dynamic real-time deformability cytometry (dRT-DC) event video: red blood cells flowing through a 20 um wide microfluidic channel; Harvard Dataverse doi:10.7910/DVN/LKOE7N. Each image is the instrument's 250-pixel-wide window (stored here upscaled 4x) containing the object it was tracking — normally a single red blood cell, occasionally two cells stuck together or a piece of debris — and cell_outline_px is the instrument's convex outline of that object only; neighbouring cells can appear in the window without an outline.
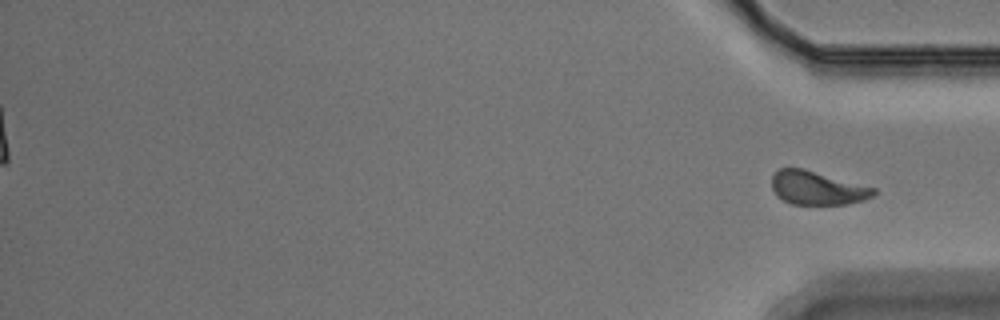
{"species": "Egyptian fruit bat (a non-hibernating species)", "species_latin": "Rousettus aegyptiacus", "temperature_condition": "warm", "stored_images_in_passage": 51, "segment_of_instrument_passage": [2, 2], "camera_frame_rate_fps": 3000, "um_per_image_px": 0.085, "animal": {"sex": "male"}, "frame": {"image": 1, "passage_image": 51, "time_ms": 16.667, "image_size_px": [1000, 320], "cell_outline_px": [[876, 192], [872, 196], [864, 200], [848, 204], [792, 204], [776, 196], [772, 188], [772, 176], [780, 168], [804, 168], [876, 188]], "centroid_in_image_um": [69.46, 15.97], "position_along_channel_um": 365.7, "area_um2": 19.94}}